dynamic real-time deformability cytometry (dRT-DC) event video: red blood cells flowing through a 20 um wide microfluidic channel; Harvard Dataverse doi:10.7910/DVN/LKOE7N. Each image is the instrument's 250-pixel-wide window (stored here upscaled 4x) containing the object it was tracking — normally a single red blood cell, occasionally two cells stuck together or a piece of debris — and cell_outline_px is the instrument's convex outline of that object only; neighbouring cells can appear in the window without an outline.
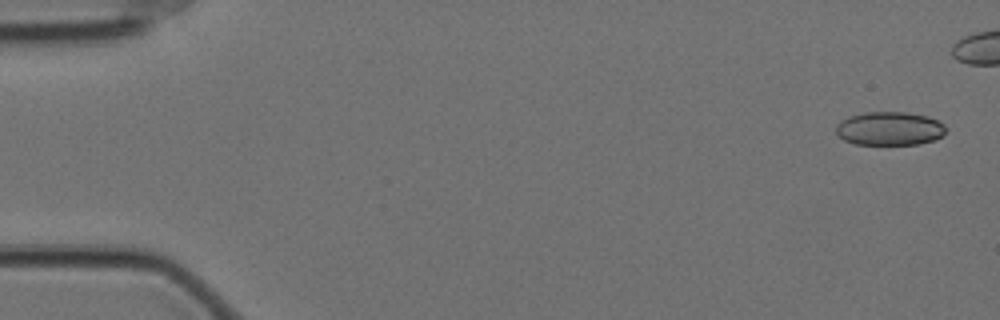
{"species": "Egyptian fruit bat (a non-hibernating species)", "species_latin": "Rousettus aegyptiacus", "temperature_condition": "cold", "stored_images_in_passage": 46, "camera_frame_rate_fps": 3000, "um_per_image_px": 0.085, "animal": {"sex": "female"}, "frame": {"image": 1, "passage_image": 1, "time_ms": 0.0, "image_size_px": [1000, 320], "cell_outline_px": [[948, 128], [940, 136], [932, 140], [916, 144], [856, 144], [844, 140], [836, 132], [836, 124], [840, 120], [848, 116], [864, 112], [904, 112], [928, 116], [944, 124]], "centroid_in_image_um": [75.58, 10.91], "position_along_channel_um": 9.4, "area_um2": 21.44}}
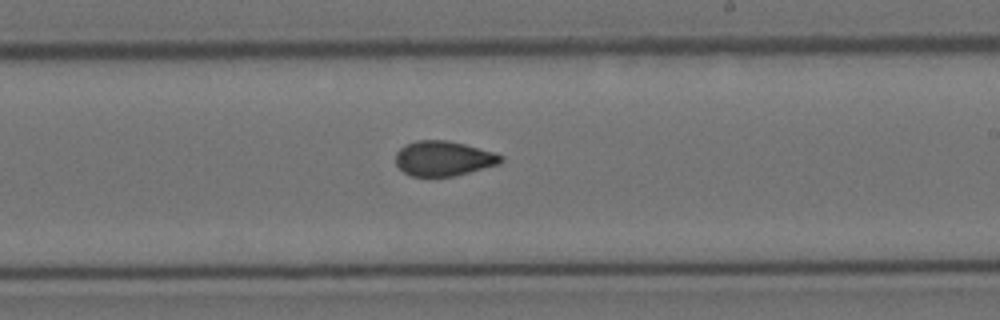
{"frame": {"image": 2, "passage_image": 33, "time_ms": 10.667, "image_size_px": [1000, 320], "cell_outline_px": [[504, 160], [500, 164], [452, 176], [412, 176], [404, 172], [396, 164], [396, 152], [404, 144], [416, 140], [448, 140], [496, 152], [504, 156]], "centroid_in_image_um": [37.71, 13.45], "position_along_channel_um": 251.3, "area_um2": 21.5}}
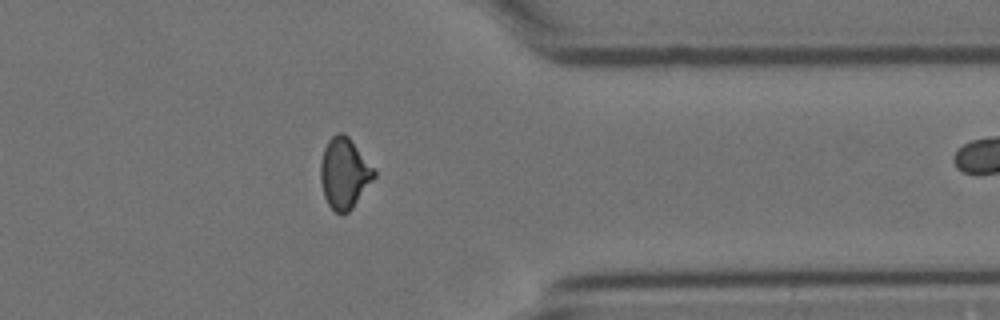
{"frame": {"image": 3, "passage_image": 45, "time_ms": 14.667, "image_size_px": [1000, 320], "cell_outline_px": [[376, 176], [352, 208], [348, 212], [340, 216], [328, 204], [324, 196], [320, 180], [320, 164], [324, 148], [328, 140], [336, 132], [344, 132], [348, 136], [376, 168]], "centroid_in_image_um": [29.28, 14.71], "position_along_channel_um": 382.1, "area_um2": 22.37}}